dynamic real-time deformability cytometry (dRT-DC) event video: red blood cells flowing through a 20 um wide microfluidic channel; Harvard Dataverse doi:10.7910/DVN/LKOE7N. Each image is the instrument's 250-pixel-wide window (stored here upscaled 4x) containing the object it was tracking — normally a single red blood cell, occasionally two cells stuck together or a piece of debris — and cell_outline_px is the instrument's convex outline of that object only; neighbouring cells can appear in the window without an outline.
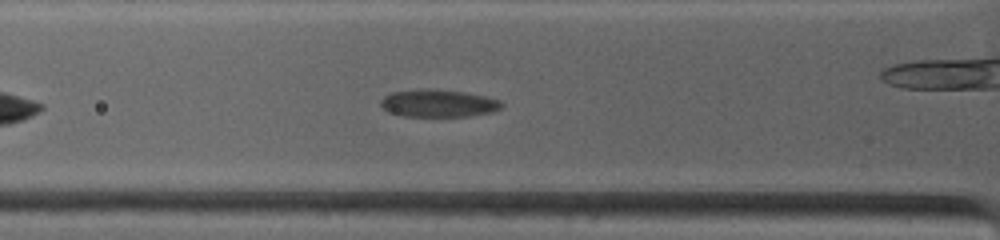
{"species": "common noctule bat (a hibernating species)", "species_latin": "Nyctalus noctula", "temperature_condition": "warm", "stored_images_in_passage": 40, "camera_frame_rate_fps": 4500, "um_per_image_px": 0.085, "animal": {"sex": "female", "body_mass_g": 19.0, "forearm_length_mm": 53.3}, "frame": {"image": 1, "passage_image": 7, "time_ms": 2.667, "image_size_px": [1000, 240], "cell_outline_px": [[504, 104], [500, 108], [492, 112], [468, 116], [404, 116], [388, 112], [380, 104], [380, 100], [384, 96], [392, 92], [424, 88], [464, 92], [484, 96], [500, 100]], "centroid_in_image_um": [37.24, 8.78], "position_along_channel_um": 88.6, "area_um2": 19.31}}
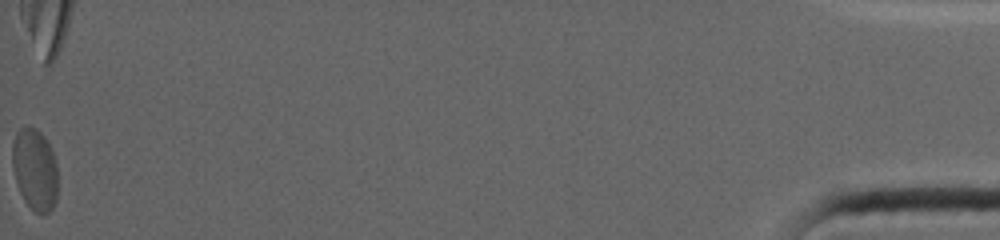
{"frame": {"image": 2, "passage_image": 40, "time_ms": 16.889, "image_size_px": [1000, 240], "cell_outline_px": [[56, 200], [52, 208], [44, 216], [40, 216], [24, 200], [20, 192], [16, 180], [12, 164], [12, 144], [16, 132], [24, 124], [28, 124], [36, 128], [44, 136], [52, 148], [56, 164]], "centroid_in_image_um": [2.95, 14.36], "position_along_channel_um": 432.3, "area_um2": 21.85}, "authors_computed_cell_mechanics": {"area_um2": 21.2126, "velocity_mm_per_s": 3.7105, "shape_relaxation_time_tau1_ms": 1.7929, "shape_relaxation_time_tau2_ms": null, "deformation_change_tau1": 0.0892, "deformation_change_tau2": null}}